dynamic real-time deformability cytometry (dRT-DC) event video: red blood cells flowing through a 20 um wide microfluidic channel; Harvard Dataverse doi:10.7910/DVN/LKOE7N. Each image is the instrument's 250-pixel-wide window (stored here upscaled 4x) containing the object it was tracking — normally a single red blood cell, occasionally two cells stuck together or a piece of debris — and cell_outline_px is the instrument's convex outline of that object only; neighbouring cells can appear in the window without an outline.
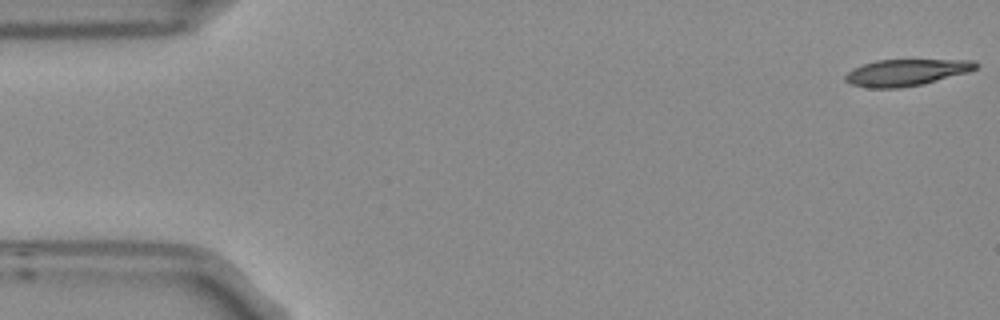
{"species": "Egyptian fruit bat (a non-hibernating species)", "species_latin": "Rousettus aegyptiacus", "temperature_condition": "room temperature", "stored_images_in_passage": 5, "camera_frame_rate_fps": 3000, "um_per_image_px": 0.085, "frame": {"image": 1, "passage_image": 1, "time_ms": 0.0, "image_size_px": [1000, 320], "cell_outline_px": [[980, 64], [976, 68], [968, 72], [924, 84], [900, 88], [868, 88], [852, 84], [844, 80], [844, 76], [852, 68], [876, 60], [976, 60]], "centroid_in_image_um": [77.03, 6.16], "position_along_channel_um": 8.0, "area_um2": 20.29}}